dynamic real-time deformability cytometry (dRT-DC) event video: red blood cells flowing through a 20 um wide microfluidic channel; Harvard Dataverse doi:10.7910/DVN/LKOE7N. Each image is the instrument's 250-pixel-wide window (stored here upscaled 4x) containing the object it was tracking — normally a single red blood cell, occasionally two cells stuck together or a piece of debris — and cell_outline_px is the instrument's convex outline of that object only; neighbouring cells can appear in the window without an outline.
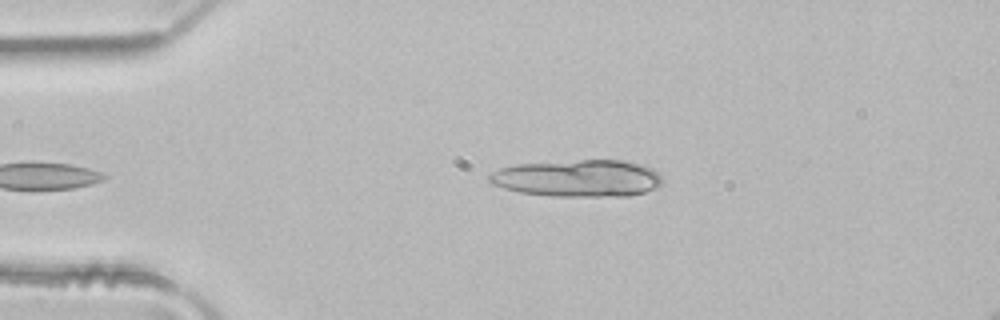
{"species": "common noctule bat (a hibernating species)", "species_latin": "Nyctalus noctula", "temperature_condition": "room temperature", "stored_images_in_passage": 4, "camera_frame_rate_fps": 3000, "um_per_image_px": 0.085, "animal": {"sex": "male", "body_mass_g": 21.5, "forearm_length_mm": 52.0}, "frame": {"image": 1, "passage_image": 4, "time_ms": 1.0, "image_size_px": [1000, 320], "cell_outline_px": [[660, 184], [656, 188], [644, 192], [628, 196], [552, 196], [520, 192], [504, 188], [492, 184], [488, 180], [488, 176], [492, 172], [500, 168], [516, 164], [580, 160], [624, 160], [652, 168], [660, 176]], "centroid_in_image_um": [49.09, 15.15], "position_along_channel_um": 35.9, "area_um2": 37.17}}